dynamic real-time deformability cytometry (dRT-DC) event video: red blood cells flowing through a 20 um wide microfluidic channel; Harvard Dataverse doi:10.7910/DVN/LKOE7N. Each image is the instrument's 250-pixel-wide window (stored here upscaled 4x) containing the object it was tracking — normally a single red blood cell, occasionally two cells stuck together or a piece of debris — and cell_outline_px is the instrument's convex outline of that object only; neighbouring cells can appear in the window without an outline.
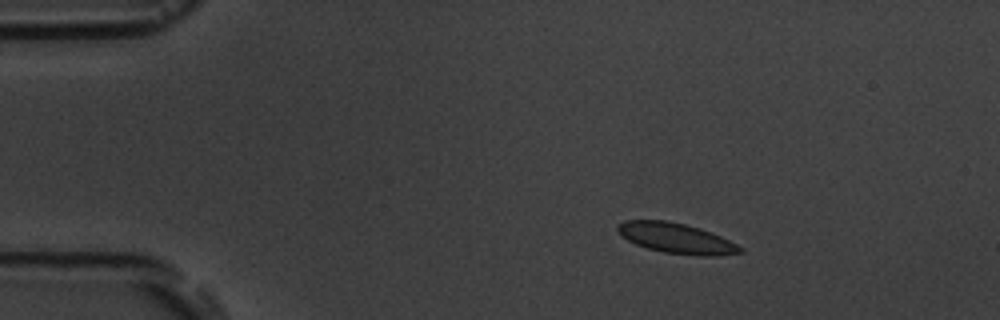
{"species": "common noctule bat (a hibernating species)", "species_latin": "Nyctalus noctula", "temperature_condition": "room temperature", "stored_images_in_passage": 5, "camera_frame_rate_fps": 3000, "um_per_image_px": 0.085, "animal": {"sex": "male", "body_mass_g": 19.5, "forearm_length_mm": 54.6}, "frame": {"image": 1, "passage_image": 2, "time_ms": 1.333, "image_size_px": [1000, 320], "cell_outline_px": [[744, 252], [716, 256], [696, 256], [664, 252], [648, 248], [636, 244], [628, 240], [616, 232], [616, 224], [624, 220], [668, 220], [700, 228], [720, 236], [744, 248]], "centroid_in_image_um": [57.46, 20.24], "position_along_channel_um": 27.5, "area_um2": 21.73}}